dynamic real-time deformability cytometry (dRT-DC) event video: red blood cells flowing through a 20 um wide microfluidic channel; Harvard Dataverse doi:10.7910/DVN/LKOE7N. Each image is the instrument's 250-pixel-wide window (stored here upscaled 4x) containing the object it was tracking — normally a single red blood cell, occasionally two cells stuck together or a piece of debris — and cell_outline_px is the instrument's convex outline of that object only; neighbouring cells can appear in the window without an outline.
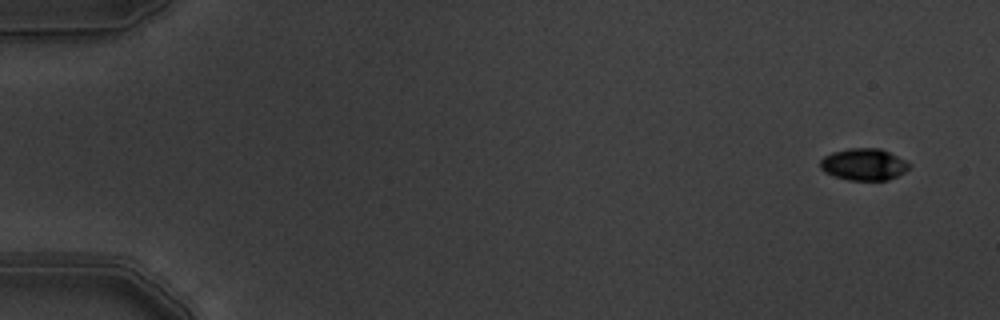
{"species": "common noctule bat (a hibernating species)", "species_latin": "Nyctalus noctula", "temperature_condition": "warm", "stored_images_in_passage": 5, "camera_frame_rate_fps": 3000, "um_per_image_px": 0.085, "animal": {"sex": "male", "body_mass_g": 19.5, "forearm_length_mm": 54.6}, "frame": {"image": 1, "passage_image": 1, "time_ms": 0.0, "image_size_px": [1000, 320], "cell_outline_px": [[912, 164], [904, 172], [888, 180], [848, 180], [832, 176], [824, 172], [820, 168], [820, 160], [824, 156], [832, 152], [848, 148], [880, 148]], "centroid_in_image_um": [73.38, 13.97], "position_along_channel_um": 11.6, "area_um2": 16.53}}